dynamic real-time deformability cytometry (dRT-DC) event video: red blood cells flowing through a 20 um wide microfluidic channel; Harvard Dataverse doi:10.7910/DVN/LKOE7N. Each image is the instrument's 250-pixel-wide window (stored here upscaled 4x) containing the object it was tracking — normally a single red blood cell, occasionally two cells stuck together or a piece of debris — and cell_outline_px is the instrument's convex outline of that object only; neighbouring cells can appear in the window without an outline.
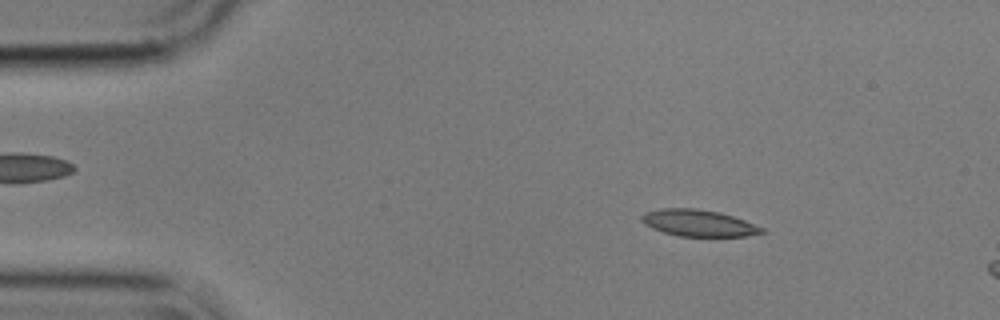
{"species": "common noctule bat (a hibernating species)", "species_latin": "Nyctalus noctula", "temperature_condition": "cold", "stored_images_in_passage": 14, "camera_frame_rate_fps": 3000, "um_per_image_px": 0.085, "animal": {"sex": "male", "body_mass_g": 17.9}, "frame": {"image": 1, "passage_image": 8, "time_ms": 2.333, "image_size_px": [1000, 320], "cell_outline_px": [[768, 232], [748, 236], [680, 236], [664, 232], [652, 228], [644, 224], [640, 220], [640, 216], [644, 212], [660, 208], [696, 208], [720, 212], [744, 220], [764, 228]], "centroid_in_image_um": [59.37, 18.95], "position_along_channel_um": 25.6, "area_um2": 18.79}}